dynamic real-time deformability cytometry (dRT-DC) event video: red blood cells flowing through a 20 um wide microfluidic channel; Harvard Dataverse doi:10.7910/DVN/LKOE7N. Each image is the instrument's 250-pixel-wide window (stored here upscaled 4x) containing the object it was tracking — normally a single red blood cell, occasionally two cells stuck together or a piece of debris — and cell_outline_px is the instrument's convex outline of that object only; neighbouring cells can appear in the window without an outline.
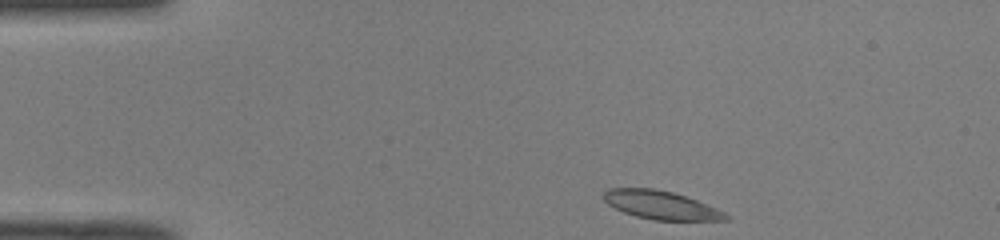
{"species": "common noctule bat (a hibernating species)", "species_latin": "Nyctalus noctula", "temperature_condition": "room temperature", "stored_images_in_passage": 42, "camera_frame_rate_fps": 3000, "um_per_image_px": 0.085, "animal": {"sex": "male", "body_mass_g": 19.0, "forearm_length_mm": 50.8}, "frame": {"image": 1, "passage_image": 1, "time_ms": 0.0, "image_size_px": [1000, 240], "cell_outline_px": [[732, 220], [652, 220], [636, 216], [624, 212], [608, 204], [604, 200], [604, 192], [608, 188], [652, 188], [672, 192], [696, 200], [716, 208], [732, 216]], "centroid_in_image_um": [56.21, 17.44], "position_along_channel_um": 28.8, "area_um2": 20.11}}
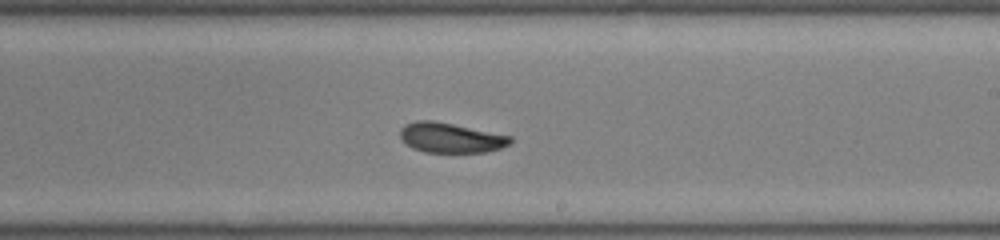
{"frame": {"image": 2, "passage_image": 22, "time_ms": 7.0, "image_size_px": [1000, 240], "cell_outline_px": [[512, 140], [508, 144], [500, 148], [488, 152], [424, 152], [412, 148], [400, 136], [400, 128], [404, 124], [416, 120], [432, 120], [512, 136]], "centroid_in_image_um": [38.29, 11.7], "position_along_channel_um": 250.7, "area_um2": 19.07}}
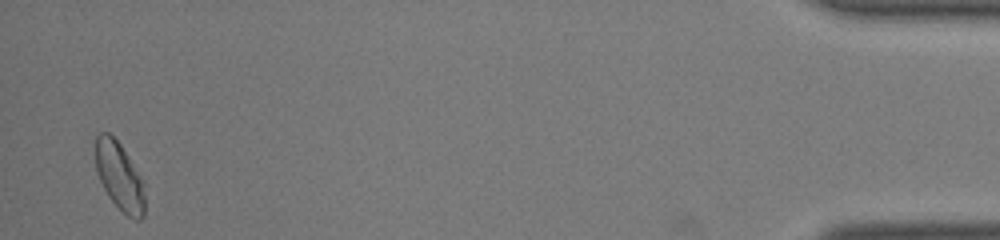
{"frame": {"image": 3, "passage_image": 41, "time_ms": 13.333, "image_size_px": [1000, 240], "cell_outline_px": [[144, 216], [140, 220], [136, 220], [128, 216], [108, 196], [100, 180], [96, 168], [96, 136], [100, 132], [108, 132], [120, 144], [144, 180]], "centroid_in_image_um": [10.18, 14.99], "position_along_channel_um": 425.0, "area_um2": 19.36}, "authors_computed_cell_mechanics": {"area_um2": 20.1144, "velocity_mm_per_s": 4.0584, "shape_relaxation_time_tau1_ms": 8.3729, "shape_relaxation_time_tau2_ms": 2.6187, "deformation_change_tau1": 0.1812, "deformation_change_tau2": 0.0704}}